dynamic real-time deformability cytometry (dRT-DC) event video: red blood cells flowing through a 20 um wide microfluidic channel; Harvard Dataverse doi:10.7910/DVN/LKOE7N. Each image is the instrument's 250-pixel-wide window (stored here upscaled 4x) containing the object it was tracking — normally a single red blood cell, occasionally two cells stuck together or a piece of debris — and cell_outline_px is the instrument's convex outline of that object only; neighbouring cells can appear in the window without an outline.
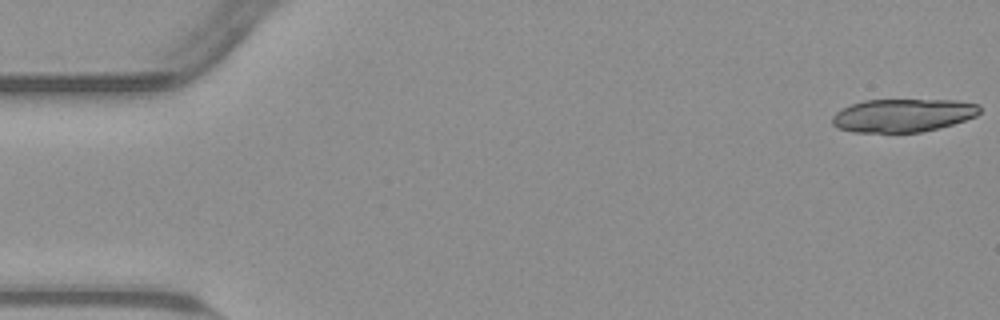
{"species": "common noctule bat (a hibernating species)", "species_latin": "Nyctalus noctula", "temperature_condition": "warm", "stored_images_in_passage": 18, "camera_frame_rate_fps": 3000, "um_per_image_px": 0.085, "animal": {"sex": "male", "body_mass_g": 23.1, "forearm_length_mm": 52.7}, "frame": {"image": 1, "passage_image": 1, "time_ms": 0.0, "image_size_px": [1000, 320], "cell_outline_px": [[980, 112], [976, 116], [952, 124], [920, 132], [852, 132], [836, 128], [832, 124], [832, 116], [836, 112], [852, 104], [864, 100], [956, 100], [980, 104]], "centroid_in_image_um": [76.73, 9.8], "position_along_channel_um": 8.3, "area_um2": 28.44}}